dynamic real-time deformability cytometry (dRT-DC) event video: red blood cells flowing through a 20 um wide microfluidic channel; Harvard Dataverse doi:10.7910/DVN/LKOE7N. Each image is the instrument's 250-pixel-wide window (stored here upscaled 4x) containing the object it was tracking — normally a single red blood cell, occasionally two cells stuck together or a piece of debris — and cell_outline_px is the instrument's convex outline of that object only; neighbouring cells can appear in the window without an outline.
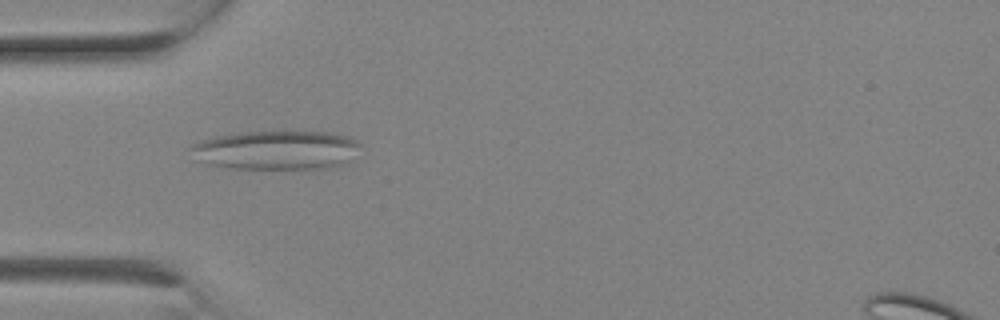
{"species": "Egyptian fruit bat (a non-hibernating species)", "species_latin": "Rousettus aegyptiacus", "temperature_condition": "room temperature", "stored_images_in_passage": 2, "camera_frame_rate_fps": 3000, "um_per_image_px": 0.085, "animal": {"sex": "female"}, "frame": {"image": 1, "passage_image": 2, "time_ms": 0.333, "image_size_px": [1000, 320], "cell_outline_px": [[364, 144], [352, 164], [332, 168], [228, 168], [208, 164], [192, 160], [188, 148], [192, 144], [200, 140], [220, 136], [244, 132], [328, 132], [348, 136]], "centroid_in_image_um": [23.56, 12.78], "position_along_channel_um": 61.4, "area_um2": 39.48}}